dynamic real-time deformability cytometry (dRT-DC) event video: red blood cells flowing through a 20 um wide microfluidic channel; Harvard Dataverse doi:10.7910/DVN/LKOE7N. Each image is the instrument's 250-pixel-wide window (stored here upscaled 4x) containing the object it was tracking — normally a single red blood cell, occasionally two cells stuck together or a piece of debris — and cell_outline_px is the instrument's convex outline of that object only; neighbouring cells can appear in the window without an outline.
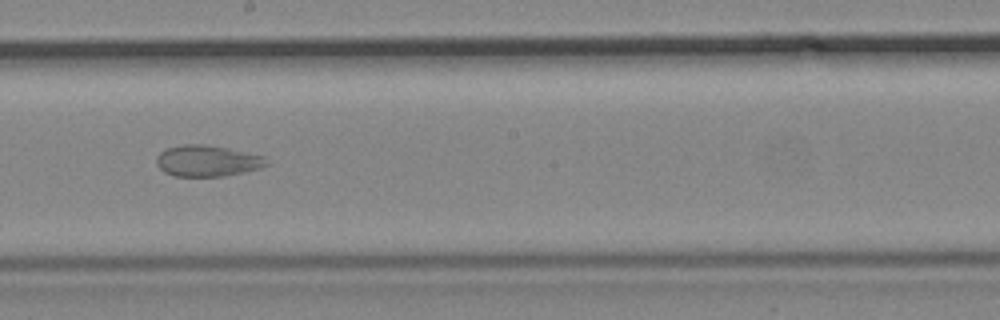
{"species": "common noctule bat (a hibernating species)", "species_latin": "Nyctalus noctula", "temperature_condition": "cold", "stored_images_in_passage": 8, "camera_frame_rate_fps": 3000, "um_per_image_px": 0.085, "animal": {"sex": "male", "body_mass_g": 19.2, "forearm_length_mm": 51.8}, "frame": {"image": 1, "passage_image": 7, "time_ms": 7.0, "image_size_px": [1000, 320], "cell_outline_px": [[272, 164], [260, 168], [244, 172], [224, 176], [176, 176], [164, 172], [156, 164], [156, 156], [160, 152], [168, 148], [184, 144], [204, 144], [228, 148], [264, 156]], "centroid_in_image_um": [17.65, 13.67], "position_along_channel_um": 230.6, "area_um2": 20.11}}